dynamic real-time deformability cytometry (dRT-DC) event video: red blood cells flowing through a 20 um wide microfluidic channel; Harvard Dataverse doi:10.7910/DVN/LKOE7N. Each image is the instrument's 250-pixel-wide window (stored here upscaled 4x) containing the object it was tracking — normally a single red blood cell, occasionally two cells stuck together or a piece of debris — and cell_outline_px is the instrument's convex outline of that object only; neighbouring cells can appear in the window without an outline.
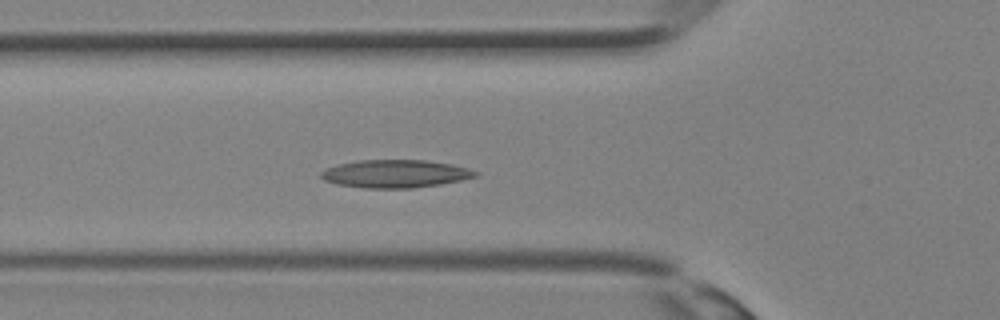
{"species": "Egyptian fruit bat (a non-hibernating species)", "species_latin": "Rousettus aegyptiacus", "temperature_condition": "room temperature", "stored_images_in_passage": 32, "camera_frame_rate_fps": 3000, "um_per_image_px": 0.085, "animal": {"sex": "female"}, "frame": {"image": 1, "passage_image": 11, "time_ms": 3.333, "image_size_px": [1000, 320], "cell_outline_px": [[480, 172], [476, 176], [460, 180], [440, 184], [412, 188], [364, 188], [336, 184], [324, 180], [320, 176], [320, 172], [324, 168], [340, 164], [360, 160], [428, 160], [452, 164], [468, 168]], "centroid_in_image_um": [33.59, 14.76], "position_along_channel_um": 92.2, "area_um2": 25.14}}
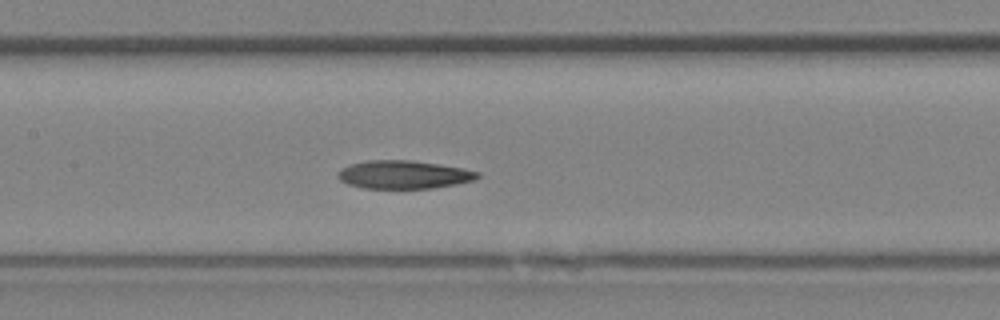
{"frame": {"image": 2, "passage_image": 15, "time_ms": 4.667, "image_size_px": [1000, 320], "cell_outline_px": [[480, 176], [476, 180], [432, 188], [364, 188], [348, 184], [340, 180], [336, 176], [340, 168], [352, 164], [368, 160], [408, 160], [464, 168], [480, 172]], "centroid_in_image_um": [34.31, 14.84], "position_along_channel_um": 173.1, "area_um2": 22.83}}
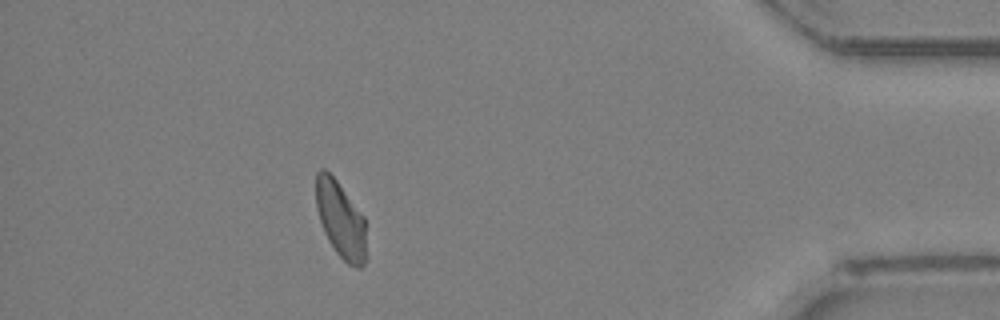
{"frame": {"image": 3, "passage_image": 29, "time_ms": 9.333, "image_size_px": [1000, 320], "cell_outline_px": [[368, 256], [364, 264], [360, 268], [356, 268], [348, 264], [336, 252], [328, 240], [324, 232], [316, 208], [316, 172], [320, 168], [324, 168], [336, 180], [364, 216]], "centroid_in_image_um": [28.98, 18.71], "position_along_channel_um": 406.2, "area_um2": 22.72}}